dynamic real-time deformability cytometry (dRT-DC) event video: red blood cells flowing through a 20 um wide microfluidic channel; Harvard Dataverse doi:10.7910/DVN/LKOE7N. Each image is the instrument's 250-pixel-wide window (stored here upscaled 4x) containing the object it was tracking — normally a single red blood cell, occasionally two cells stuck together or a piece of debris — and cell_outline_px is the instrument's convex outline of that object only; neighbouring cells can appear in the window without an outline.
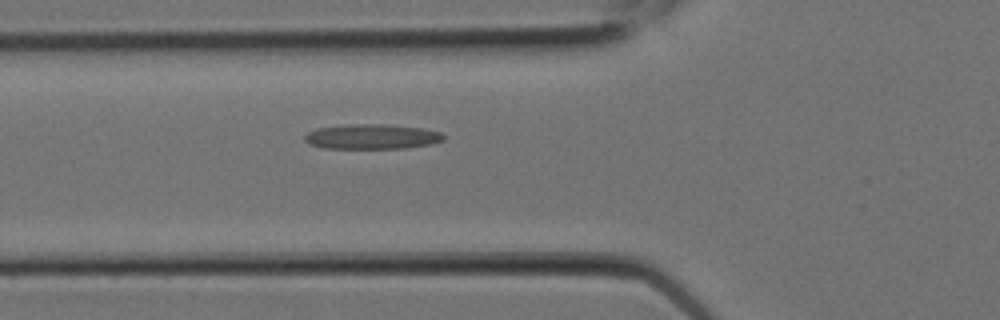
{"species": "Egyptian fruit bat (a non-hibernating species)", "species_latin": "Rousettus aegyptiacus", "temperature_condition": "room temperature", "stored_images_in_passage": 3, "camera_frame_rate_fps": 3000, "um_per_image_px": 0.085, "animal": {"sex": "female"}, "frame": {"image": 1, "passage_image": 3, "time_ms": 0.667, "image_size_px": [1000, 320], "cell_outline_px": [[444, 140], [432, 144], [404, 148], [324, 148], [308, 144], [304, 140], [304, 136], [308, 132], [316, 128], [356, 124], [380, 124], [420, 128], [440, 132], [444, 136]], "centroid_in_image_um": [31.58, 11.62], "position_along_channel_um": 94.2, "area_um2": 20.0}}